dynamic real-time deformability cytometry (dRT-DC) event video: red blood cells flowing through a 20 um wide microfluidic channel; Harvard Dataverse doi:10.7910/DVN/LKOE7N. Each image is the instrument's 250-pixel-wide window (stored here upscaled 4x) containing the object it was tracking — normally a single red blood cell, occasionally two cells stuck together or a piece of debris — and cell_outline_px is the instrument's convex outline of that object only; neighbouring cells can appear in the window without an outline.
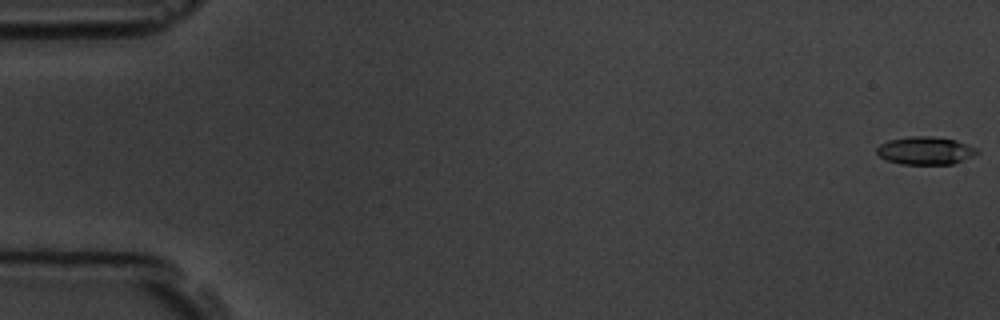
{"species": "common noctule bat (a hibernating species)", "species_latin": "Nyctalus noctula", "temperature_condition": "room temperature", "stored_images_in_passage": 6, "camera_frame_rate_fps": 3000, "um_per_image_px": 0.085, "animal": {"sex": "male", "body_mass_g": 19.5, "forearm_length_mm": 54.6}, "frame": {"image": 1, "passage_image": 1, "time_ms": 0.0, "image_size_px": [1000, 320], "cell_outline_px": [[980, 152], [972, 156], [952, 164], [900, 164], [888, 160], [880, 156], [876, 152], [876, 148], [880, 144], [888, 140], [908, 136], [932, 136], [956, 140], [976, 148]], "centroid_in_image_um": [78.63, 12.79], "position_along_channel_um": 6.4, "area_um2": 16.24}}